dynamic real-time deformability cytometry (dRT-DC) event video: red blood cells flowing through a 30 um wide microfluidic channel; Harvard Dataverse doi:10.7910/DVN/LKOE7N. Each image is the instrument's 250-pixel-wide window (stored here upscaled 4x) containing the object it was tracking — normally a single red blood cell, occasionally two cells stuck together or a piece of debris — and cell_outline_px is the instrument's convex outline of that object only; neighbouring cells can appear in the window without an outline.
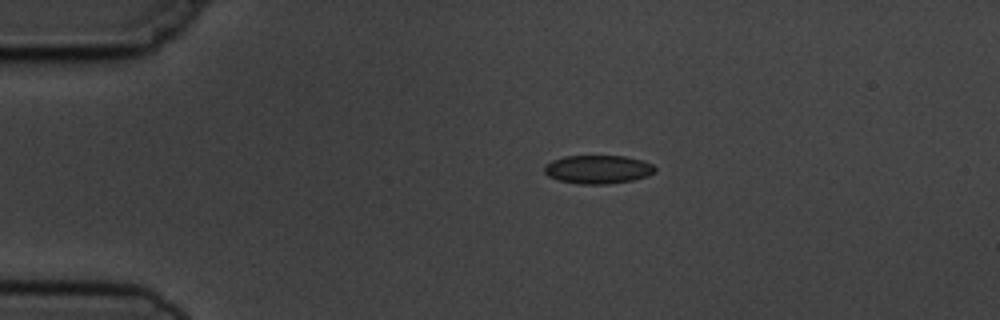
{"species": "common noctule bat (a hibernating species)", "species_latin": "Nyctalus noctula", "temperature_condition": "cold", "stored_images_in_passage": 5, "camera_frame_rate_fps": 3000, "um_per_image_px": 0.085, "animal": {"sex": "male", "body_mass_g": 19.5, "forearm_length_mm": 54.6}, "frame": {"image": 1, "passage_image": 3, "time_ms": 2.333, "image_size_px": [1000, 320], "cell_outline_px": [[656, 172], [648, 176], [632, 180], [608, 184], [580, 184], [556, 180], [548, 176], [544, 172], [544, 164], [552, 160], [564, 156], [624, 156], [640, 160], [652, 164], [656, 168]], "centroid_in_image_um": [50.8, 14.4], "position_along_channel_um": 34.2, "area_um2": 18.5}}
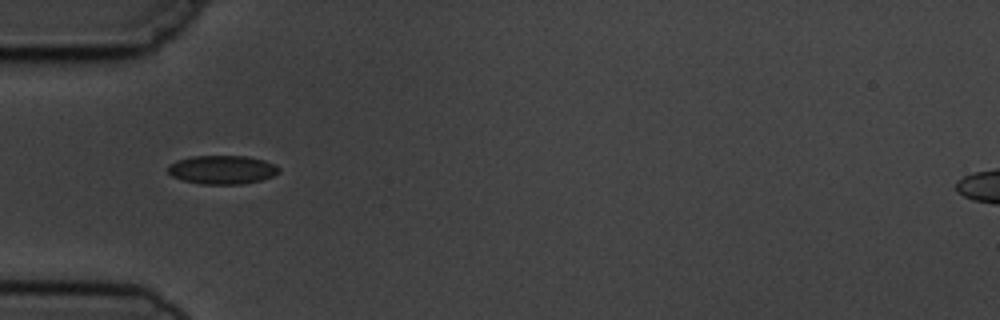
{"frame": {"image": 2, "passage_image": 5, "time_ms": 4.333, "image_size_px": [1000, 320], "cell_outline_px": [[280, 172], [272, 176], [260, 180], [244, 184], [200, 184], [184, 180], [172, 176], [168, 172], [168, 164], [176, 160], [192, 156], [244, 156], [264, 160], [280, 168]], "centroid_in_image_um": [18.86, 14.42], "position_along_channel_um": 66.1, "area_um2": 18.5}}